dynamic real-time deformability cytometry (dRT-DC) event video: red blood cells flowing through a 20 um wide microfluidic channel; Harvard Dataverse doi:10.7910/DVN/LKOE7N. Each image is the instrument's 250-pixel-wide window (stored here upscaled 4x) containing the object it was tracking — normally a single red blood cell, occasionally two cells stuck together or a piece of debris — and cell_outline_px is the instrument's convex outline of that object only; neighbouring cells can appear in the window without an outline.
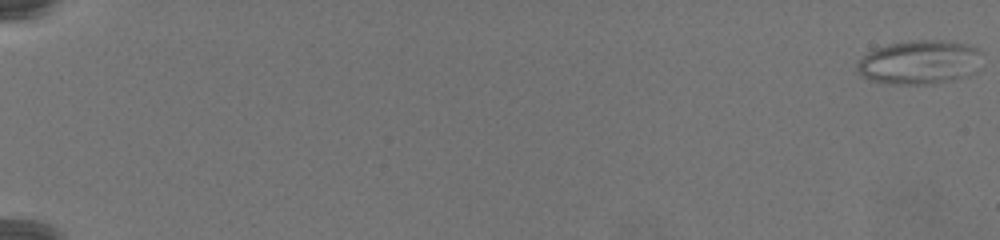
{"species": "common noctule bat (a hibernating species)", "species_latin": "Nyctalus noctula", "temperature_condition": "warm", "stored_images_in_passage": 80, "camera_frame_rate_fps": 3000, "um_per_image_px": 0.085, "animal": {"sex": "female", "body_mass_g": 19.5, "forearm_length_mm": 54.1}, "frame": {"image": 1, "passage_image": 1, "time_ms": 0.0, "image_size_px": [1000, 240], "cell_outline_px": [[980, 52], [960, 76], [952, 80], [932, 84], [892, 84], [872, 80], [864, 76], [856, 68], [856, 64], [868, 52], [876, 48], [908, 40], [944, 40], [964, 44], [976, 48]], "centroid_in_image_um": [77.97, 5.27], "position_along_channel_um": 7.0, "area_um2": 30.4}}
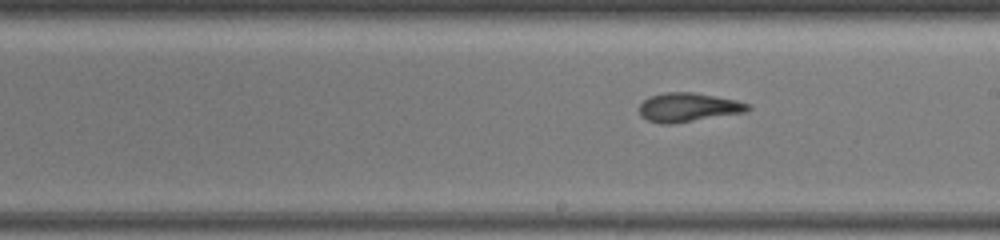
{"frame": {"image": 2, "passage_image": 50, "time_ms": 16.333, "image_size_px": [1000, 240], "cell_outline_px": [[752, 108], [744, 112], [672, 124], [660, 124], [648, 120], [640, 116], [640, 104], [644, 100], [652, 96], [664, 92], [692, 92], [716, 96], [736, 100], [752, 104]], "centroid_in_image_um": [58.51, 9.12], "position_along_channel_um": 230.5, "area_um2": 18.26}}
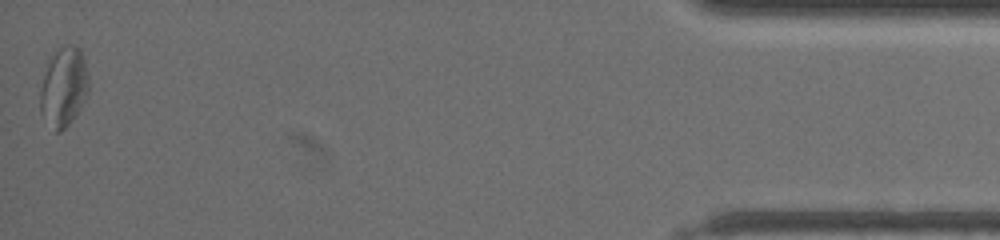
{"frame": {"image": 3, "passage_image": 80, "time_ms": 26.333, "image_size_px": [1000, 240], "cell_outline_px": [[88, 92], [80, 108], [68, 124], [60, 132], [56, 132], [40, 112], [40, 92], [44, 76], [48, 64], [52, 56], [60, 48], [68, 44], [72, 44], [80, 48], [84, 60], [88, 76]], "centroid_in_image_um": [5.42, 7.38], "position_along_channel_um": 429.8, "area_um2": 21.85}}